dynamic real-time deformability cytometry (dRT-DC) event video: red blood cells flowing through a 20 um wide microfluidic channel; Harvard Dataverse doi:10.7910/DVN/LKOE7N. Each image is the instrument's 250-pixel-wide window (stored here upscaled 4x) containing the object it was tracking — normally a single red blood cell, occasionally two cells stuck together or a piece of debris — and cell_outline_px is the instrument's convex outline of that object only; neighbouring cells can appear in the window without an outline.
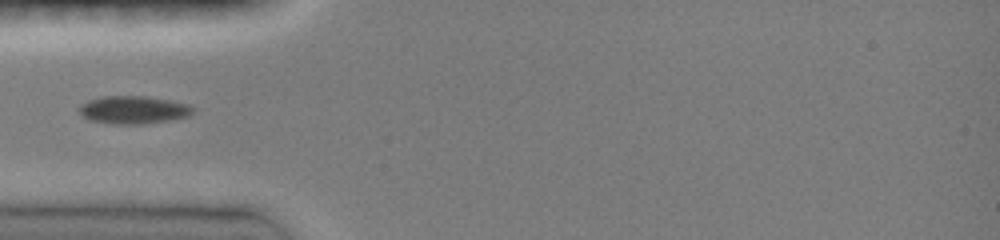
{"species": "common noctule bat (a hibernating species)", "species_latin": "Nyctalus noctula", "temperature_condition": "room temperature", "stored_images_in_passage": 13, "camera_frame_rate_fps": 3000, "um_per_image_px": 0.085, "animal": {"sex": "female", "body_mass_g": 19.0, "forearm_length_mm": 51.5}, "frame": {"image": 1, "passage_image": 1, "time_ms": 0.0, "image_size_px": [1000, 240], "cell_outline_px": [[196, 108], [188, 116], [172, 120], [140, 124], [116, 124], [88, 120], [76, 108], [80, 104], [88, 100], [104, 96], [144, 96], [168, 100], [188, 104]], "centroid_in_image_um": [11.32, 9.34], "position_along_channel_um": 73.7, "area_um2": 18.5}}
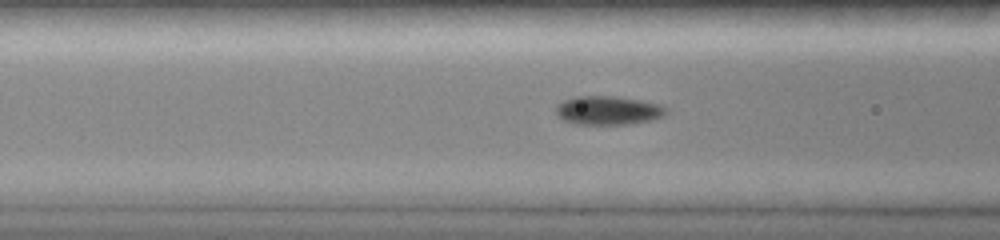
{"frame": {"image": 2, "passage_image": 5, "time_ms": 1.0, "image_size_px": [1000, 240], "cell_outline_px": [[668, 112], [664, 116], [652, 120], [628, 124], [576, 124], [564, 120], [556, 112], [556, 104], [564, 100], [576, 96], [616, 96], [640, 100], [660, 104], [668, 108]], "centroid_in_image_um": [51.73, 9.38], "position_along_channel_um": 114.9, "area_um2": 18.55}}